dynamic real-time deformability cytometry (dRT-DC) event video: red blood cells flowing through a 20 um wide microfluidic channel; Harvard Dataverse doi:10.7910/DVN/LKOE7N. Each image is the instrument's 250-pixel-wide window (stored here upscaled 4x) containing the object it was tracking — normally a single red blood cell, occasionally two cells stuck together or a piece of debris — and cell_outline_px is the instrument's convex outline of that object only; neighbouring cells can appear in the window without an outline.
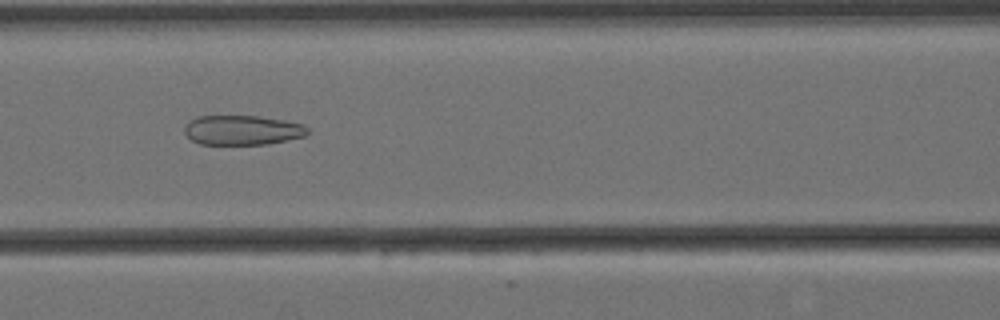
{"species": "Egyptian fruit bat (a non-hibernating species)", "species_latin": "Rousettus aegyptiacus", "temperature_condition": "cold", "stored_images_in_passage": 7, "camera_frame_rate_fps": 3000, "um_per_image_px": 0.085, "animal": {"sex": "female"}, "frame": {"image": 1, "passage_image": 7, "time_ms": 2.0, "image_size_px": [1000, 320], "cell_outline_px": [[308, 132], [304, 136], [268, 144], [200, 144], [192, 140], [184, 132], [184, 128], [192, 120], [200, 116], [256, 116], [284, 120], [304, 124], [308, 128]], "centroid_in_image_um": [20.62, 11.06], "position_along_channel_um": 146.0, "area_um2": 21.04}}